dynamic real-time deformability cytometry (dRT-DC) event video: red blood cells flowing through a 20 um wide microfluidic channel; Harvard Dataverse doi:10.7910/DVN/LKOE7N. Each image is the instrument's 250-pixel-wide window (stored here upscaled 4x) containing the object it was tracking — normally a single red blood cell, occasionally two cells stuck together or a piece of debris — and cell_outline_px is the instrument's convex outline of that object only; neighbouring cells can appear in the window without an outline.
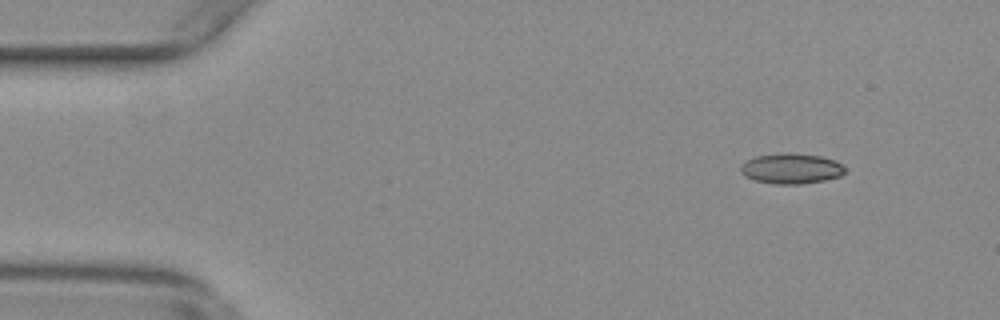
{"species": "common noctule bat (a hibernating species)", "species_latin": "Nyctalus noctula", "temperature_condition": "warm", "stored_images_in_passage": 55, "camera_frame_rate_fps": 3000, "um_per_image_px": 0.085, "animal": {"sex": "female", "body_mass_g": 29.2, "forearm_length_mm": 56.3}, "frame": {"image": 1, "passage_image": 6, "time_ms": 1.667, "image_size_px": [1000, 320], "cell_outline_px": [[848, 168], [840, 176], [824, 180], [800, 184], [776, 184], [756, 180], [744, 176], [740, 172], [740, 164], [756, 156], [788, 152], [820, 156], [832, 160]], "centroid_in_image_um": [67.24, 14.32], "position_along_channel_um": 17.8, "area_um2": 18.38}}
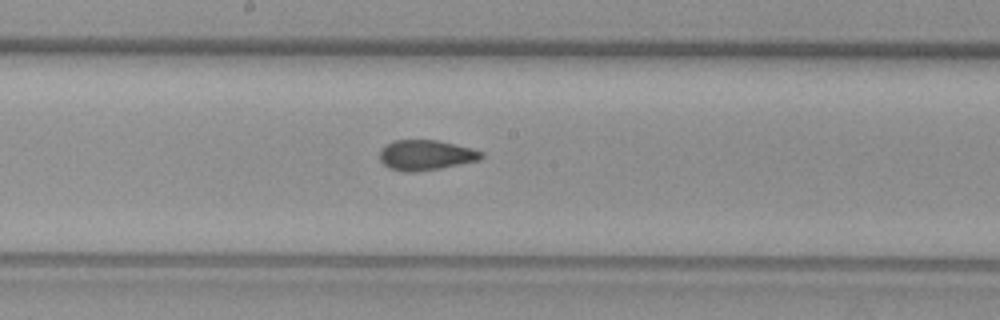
{"frame": {"image": 2, "passage_image": 29, "time_ms": 9.333, "image_size_px": [1000, 320], "cell_outline_px": [[484, 156], [480, 160], [440, 168], [416, 172], [404, 172], [388, 168], [380, 160], [380, 148], [384, 144], [392, 140], [436, 140], [484, 152]], "centroid_in_image_um": [36.14, 13.19], "position_along_channel_um": 212.1, "area_um2": 17.92}}
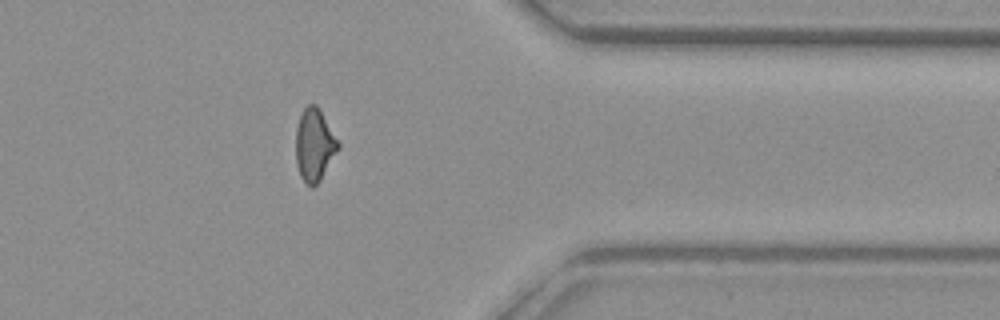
{"frame": {"image": 3, "passage_image": 44, "time_ms": 14.333, "image_size_px": [1000, 320], "cell_outline_px": [[340, 148], [320, 180], [312, 188], [300, 176], [296, 164], [296, 128], [300, 116], [304, 108], [308, 104], [316, 104], [340, 144]], "centroid_in_image_um": [26.72, 12.33], "position_along_channel_um": 384.7, "area_um2": 17.69}, "authors_computed_cell_mechanics": {"area_um2": 17.9758, "velocity_mm_per_s": 3.7781, "shape_relaxation_time_tau1_ms": null, "shape_relaxation_time_tau2_ms": 1.347, "deformation_change_tau1": null, "deformation_change_tau2": 0.0824}}